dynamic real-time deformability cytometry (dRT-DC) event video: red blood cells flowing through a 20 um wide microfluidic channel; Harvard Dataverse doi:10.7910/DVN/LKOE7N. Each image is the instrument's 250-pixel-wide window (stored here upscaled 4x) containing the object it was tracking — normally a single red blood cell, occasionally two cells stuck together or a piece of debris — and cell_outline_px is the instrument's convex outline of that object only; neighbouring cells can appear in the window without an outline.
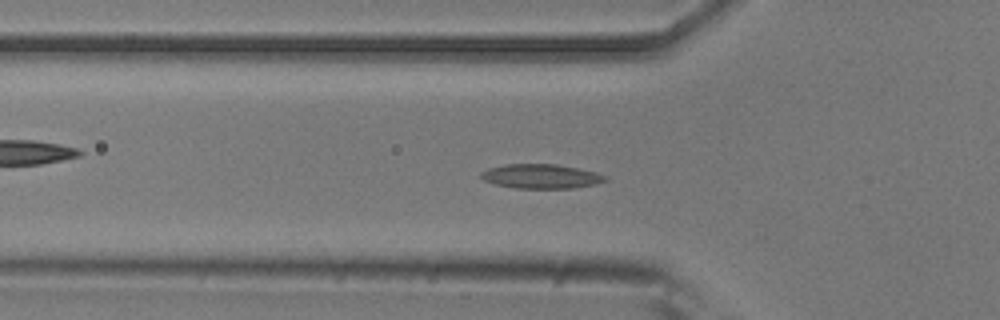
{"species": "common noctule bat (a hibernating species)", "species_latin": "Nyctalus noctula", "temperature_condition": "room temperature", "stored_images_in_passage": 49, "camera_frame_rate_fps": 3000, "um_per_image_px": 0.085, "animal": {"sex": "male", "body_mass_g": 20.5, "forearm_length_mm": 52.5}, "frame": {"image": 1, "passage_image": 13, "time_ms": 4.0, "image_size_px": [1000, 320], "cell_outline_px": [[608, 180], [596, 184], [572, 188], [516, 188], [496, 184], [484, 180], [480, 176], [480, 172], [488, 168], [508, 164], [556, 164], [596, 172], [608, 176]], "centroid_in_image_um": [46.01, 14.98], "position_along_channel_um": 79.8, "area_um2": 17.57}}
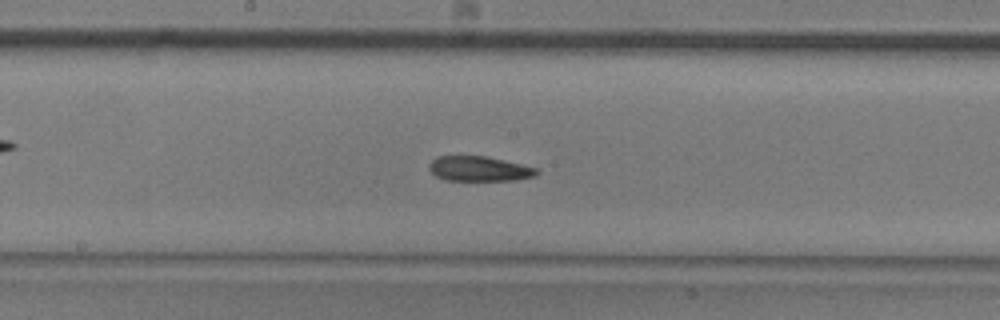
{"frame": {"image": 2, "passage_image": 23, "time_ms": 7.333, "image_size_px": [1000, 320], "cell_outline_px": [[540, 172], [536, 176], [516, 180], [444, 180], [436, 176], [428, 168], [428, 164], [436, 156], [484, 156], [520, 164], [536, 168]], "centroid_in_image_um": [40.71, 14.35], "position_along_channel_um": 207.5, "area_um2": 15.55}}
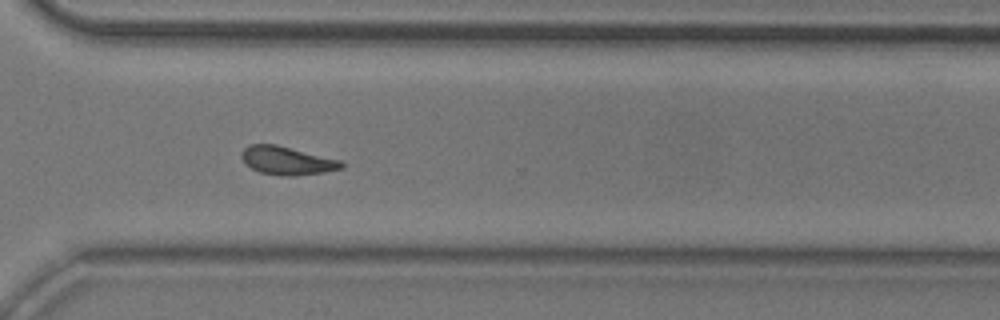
{"frame": {"image": 3, "passage_image": 34, "time_ms": 11.0, "image_size_px": [1000, 320], "cell_outline_px": [[344, 168], [324, 172], [292, 176], [280, 176], [260, 172], [244, 164], [240, 156], [240, 152], [248, 144], [276, 144], [340, 160], [344, 164]], "centroid_in_image_um": [24.35, 13.65], "position_along_channel_um": 346.3, "area_um2": 16.59}, "authors_computed_cell_mechanics": {"area_um2": 16.3574, "velocity_mm_per_s": 3.8014, "shape_relaxation_time_tau1_ms": 5.9814, "shape_relaxation_time_tau2_ms": 2.4224, "deformation_change_tau1": 0.143, "deformation_change_tau2": 0.0963}}